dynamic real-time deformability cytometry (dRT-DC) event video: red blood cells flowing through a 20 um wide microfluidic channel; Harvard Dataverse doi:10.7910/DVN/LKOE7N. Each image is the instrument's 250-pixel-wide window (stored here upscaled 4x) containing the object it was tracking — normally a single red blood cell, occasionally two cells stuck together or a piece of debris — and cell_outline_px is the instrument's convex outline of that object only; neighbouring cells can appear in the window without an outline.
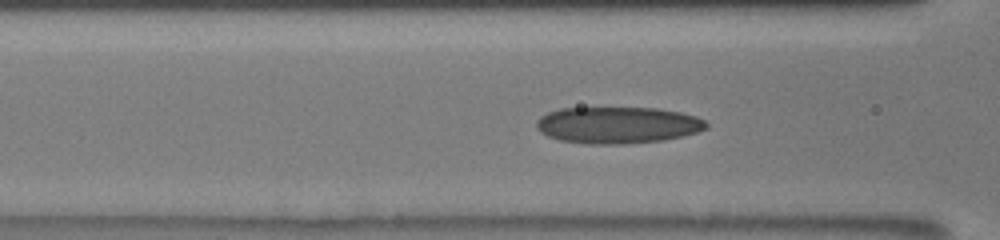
{"species": "human", "species_latin": "Homo sapiens", "temperature_condition": "room temperature", "stored_images_in_passage": 25, "camera_frame_rate_fps": 3000, "um_per_image_px": 0.085, "donor": {"sex": "male"}, "frame": {"image": 1, "passage_image": 8, "time_ms": 6.333, "image_size_px": [1000, 240], "cell_outline_px": [[708, 128], [684, 136], [664, 140], [624, 144], [584, 144], [560, 140], [548, 136], [540, 132], [536, 128], [536, 120], [540, 116], [548, 112], [560, 108], [656, 108], [680, 112], [696, 116], [704, 120], [708, 124]], "centroid_in_image_um": [52.49, 10.63], "position_along_channel_um": 114.1, "area_um2": 36.53}}
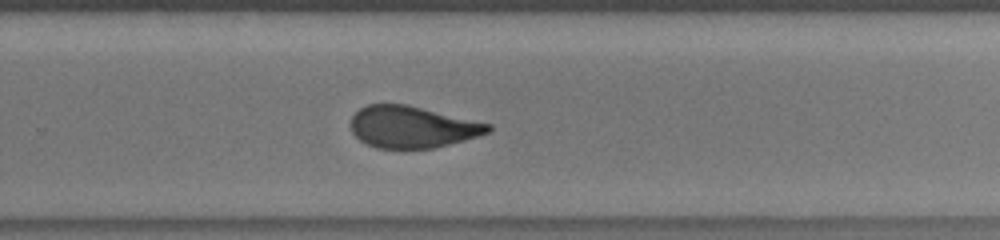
{"frame": {"image": 2, "passage_image": 19, "time_ms": 11.0, "image_size_px": [1000, 240], "cell_outline_px": [[492, 128], [488, 132], [480, 136], [432, 148], [376, 148], [360, 140], [352, 132], [352, 116], [360, 108], [368, 104], [408, 104], [492, 124]], "centroid_in_image_um": [35.06, 10.78], "position_along_channel_um": 294.7, "area_um2": 33.29}}
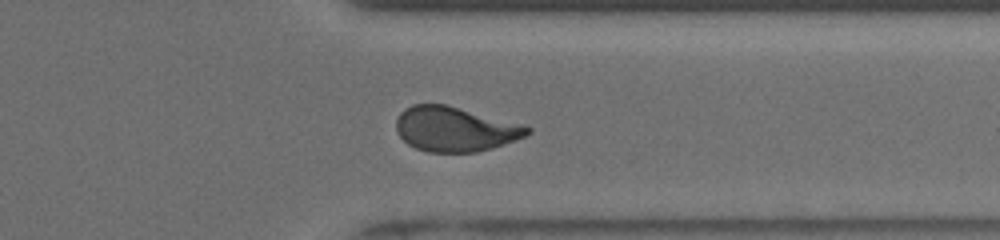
{"frame": {"image": 3, "passage_image": 24, "time_ms": 13.0, "image_size_px": [1000, 240], "cell_outline_px": [[532, 132], [528, 136], [492, 148], [476, 152], [428, 152], [416, 148], [408, 144], [396, 132], [396, 120], [400, 112], [404, 108], [412, 104], [448, 104], [524, 124], [532, 128]], "centroid_in_image_um": [38.71, 10.96], "position_along_channel_um": 372.7, "area_um2": 34.68}}